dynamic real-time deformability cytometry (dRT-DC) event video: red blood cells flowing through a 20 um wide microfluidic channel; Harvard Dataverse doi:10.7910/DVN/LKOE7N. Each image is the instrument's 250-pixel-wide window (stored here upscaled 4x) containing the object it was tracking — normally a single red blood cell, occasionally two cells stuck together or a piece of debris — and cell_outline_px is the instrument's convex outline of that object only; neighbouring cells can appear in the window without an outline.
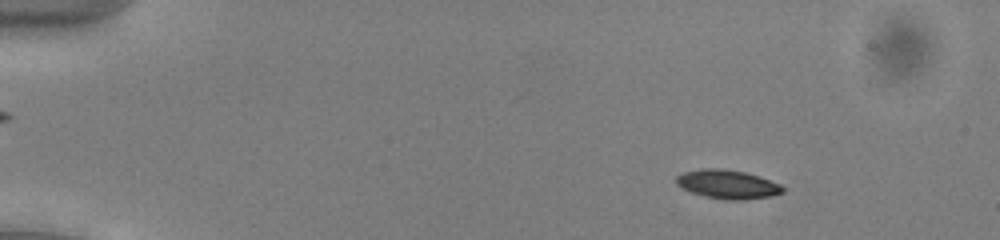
{"species": "common noctule bat (a hibernating species)", "species_latin": "Nyctalus noctula", "temperature_condition": "cold", "stored_images_in_passage": 54, "camera_frame_rate_fps": 3000, "um_per_image_px": 0.085, "animal": {"sex": "male", "body_mass_g": 13.0, "forearm_length_mm": 53.1}, "frame": {"image": 1, "passage_image": 8, "time_ms": 2.333, "image_size_px": [1000, 240], "cell_outline_px": [[784, 192], [772, 196], [744, 200], [724, 200], [704, 196], [692, 192], [676, 184], [676, 176], [684, 172], [700, 168], [724, 168], [744, 172], [760, 176], [780, 184], [784, 188]], "centroid_in_image_um": [61.86, 15.66], "position_along_channel_um": 23.1, "area_um2": 18.03}}
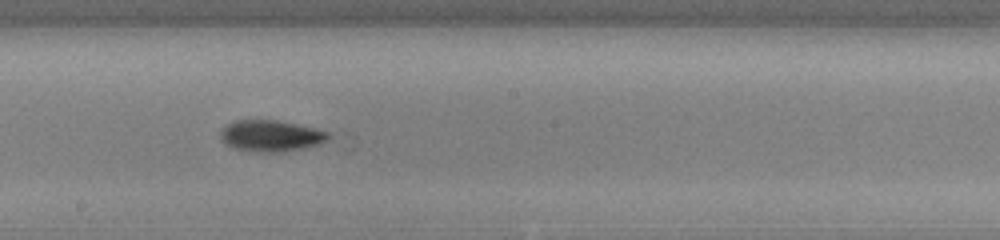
{"frame": {"image": 2, "passage_image": 31, "time_ms": 10.0, "image_size_px": [1000, 240], "cell_outline_px": [[328, 140], [320, 144], [304, 148], [284, 152], [256, 152], [236, 148], [224, 144], [220, 140], [220, 132], [224, 124], [236, 120], [276, 120], [312, 128], [328, 132]], "centroid_in_image_um": [22.96, 11.55], "position_along_channel_um": 225.2, "area_um2": 19.71}}
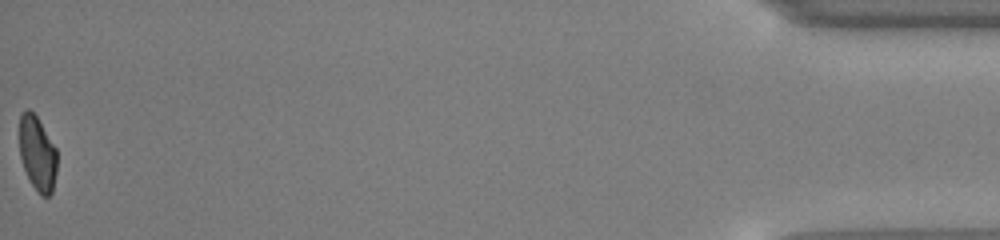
{"frame": {"image": 3, "passage_image": 54, "time_ms": 17.667, "image_size_px": [1000, 240], "cell_outline_px": [[56, 172], [52, 192], [48, 196], [40, 196], [32, 184], [24, 168], [20, 156], [20, 112], [28, 108], [36, 116], [56, 148]], "centroid_in_image_um": [3.17, 13.04], "position_along_channel_um": 432.0, "area_um2": 16.13}, "authors_computed_cell_mechanics": {"area_um2": 18.0336, "velocity_mm_per_s": 3.9104, "shape_relaxation_time_tau1_ms": 2.7443, "shape_relaxation_time_tau2_ms": null, "deformation_change_tau1": 0.1225, "deformation_change_tau2": null}}